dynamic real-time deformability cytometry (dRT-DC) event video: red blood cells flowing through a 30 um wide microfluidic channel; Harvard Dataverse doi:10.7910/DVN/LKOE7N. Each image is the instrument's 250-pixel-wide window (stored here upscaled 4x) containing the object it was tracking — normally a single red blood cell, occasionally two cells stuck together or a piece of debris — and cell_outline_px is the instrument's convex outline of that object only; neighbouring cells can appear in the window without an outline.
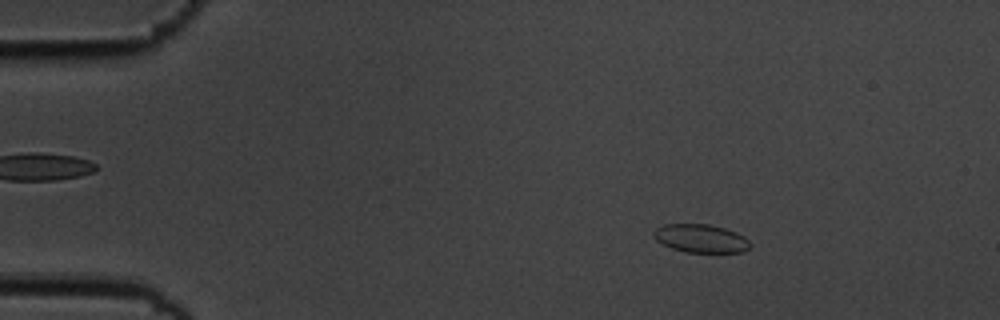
{"species": "common noctule bat (a hibernating species)", "species_latin": "Nyctalus noctula", "temperature_condition": "cold", "stored_images_in_passage": 55, "camera_frame_rate_fps": 3000, "um_per_image_px": 0.085, "animal": {"sex": "male", "body_mass_g": 19.5, "forearm_length_mm": 54.6}, "frame": {"image": 1, "passage_image": 9, "time_ms": 2.667, "image_size_px": [1000, 320], "cell_outline_px": [[752, 244], [744, 252], [684, 252], [672, 248], [656, 240], [652, 236], [652, 232], [656, 228], [664, 224], [708, 224], [724, 228], [736, 232], [744, 236]], "centroid_in_image_um": [59.56, 20.26], "position_along_channel_um": 25.4, "area_um2": 15.95}}
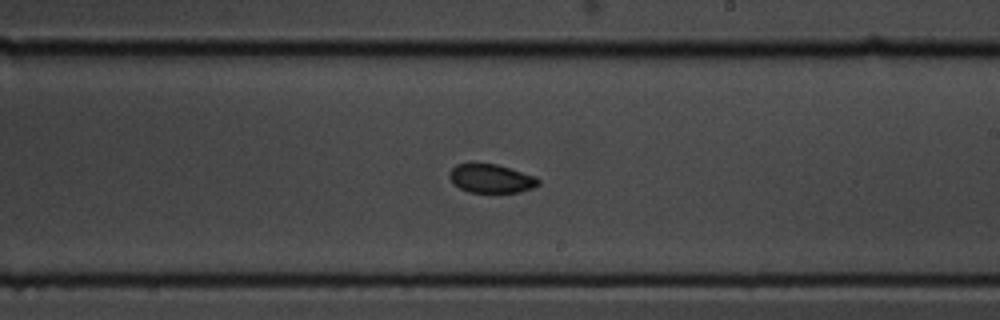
{"frame": {"image": 2, "passage_image": 33, "time_ms": 10.667, "image_size_px": [1000, 320], "cell_outline_px": [[540, 184], [532, 188], [520, 192], [468, 192], [460, 188], [448, 176], [448, 172], [456, 164], [472, 160], [496, 164], [536, 176], [540, 180]], "centroid_in_image_um": [41.71, 15.13], "position_along_channel_um": 247.3, "area_um2": 15.32}}
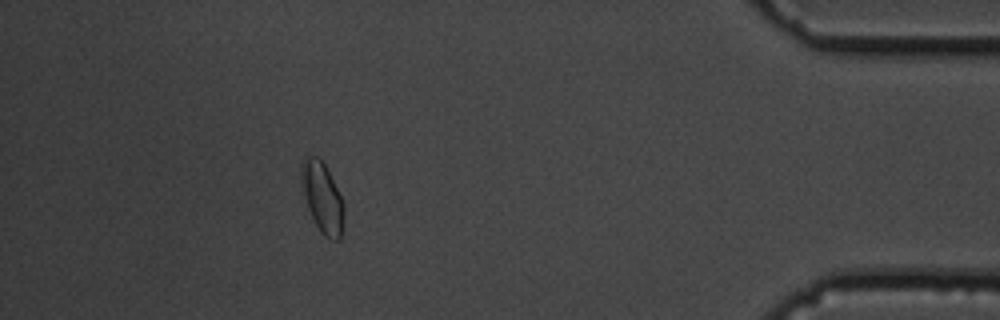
{"frame": {"image": 3, "passage_image": 50, "time_ms": 16.333, "image_size_px": [1000, 320], "cell_outline_px": [[344, 216], [340, 240], [332, 240], [324, 236], [320, 232], [308, 208], [300, 180], [300, 164], [304, 156], [316, 156], [324, 164], [344, 204]], "centroid_in_image_um": [27.38, 16.79], "position_along_channel_um": 407.8, "area_um2": 17.28}, "authors_computed_cell_mechanics": {"area_um2": 15.895, "velocity_mm_per_s": 3.6656, "shape_relaxation_time_tau1_ms": 2.4233, "shape_relaxation_time_tau2_ms": 2.6846, "deformation_change_tau1": 0.0852, "deformation_change_tau2": 0.0461}}